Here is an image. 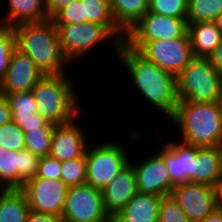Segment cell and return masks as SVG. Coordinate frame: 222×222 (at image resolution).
<instances>
[{"label":"cell","instance_id":"1f68e13d","mask_svg":"<svg viewBox=\"0 0 222 222\" xmlns=\"http://www.w3.org/2000/svg\"><path fill=\"white\" fill-rule=\"evenodd\" d=\"M0 147L12 151L25 149L24 132L12 120L0 127Z\"/></svg>","mask_w":222,"mask_h":222},{"label":"cell","instance_id":"d6986e66","mask_svg":"<svg viewBox=\"0 0 222 222\" xmlns=\"http://www.w3.org/2000/svg\"><path fill=\"white\" fill-rule=\"evenodd\" d=\"M6 96L10 103L12 121L19 126L23 132L42 129L49 124L38 113L32 90L11 93Z\"/></svg>","mask_w":222,"mask_h":222},{"label":"cell","instance_id":"ee69618b","mask_svg":"<svg viewBox=\"0 0 222 222\" xmlns=\"http://www.w3.org/2000/svg\"><path fill=\"white\" fill-rule=\"evenodd\" d=\"M221 154V167H222V142L218 145Z\"/></svg>","mask_w":222,"mask_h":222},{"label":"cell","instance_id":"8992f818","mask_svg":"<svg viewBox=\"0 0 222 222\" xmlns=\"http://www.w3.org/2000/svg\"><path fill=\"white\" fill-rule=\"evenodd\" d=\"M176 80L179 101L222 102V76L208 58L194 57Z\"/></svg>","mask_w":222,"mask_h":222},{"label":"cell","instance_id":"9c48e42d","mask_svg":"<svg viewBox=\"0 0 222 222\" xmlns=\"http://www.w3.org/2000/svg\"><path fill=\"white\" fill-rule=\"evenodd\" d=\"M62 222H108L111 217L106 212L102 191L83 183L69 187Z\"/></svg>","mask_w":222,"mask_h":222},{"label":"cell","instance_id":"f546056e","mask_svg":"<svg viewBox=\"0 0 222 222\" xmlns=\"http://www.w3.org/2000/svg\"><path fill=\"white\" fill-rule=\"evenodd\" d=\"M15 48L16 34L13 27L0 25V84L5 78Z\"/></svg>","mask_w":222,"mask_h":222},{"label":"cell","instance_id":"44dd1931","mask_svg":"<svg viewBox=\"0 0 222 222\" xmlns=\"http://www.w3.org/2000/svg\"><path fill=\"white\" fill-rule=\"evenodd\" d=\"M4 17H0L2 26L14 27L22 23L41 22L49 19L46 0H7Z\"/></svg>","mask_w":222,"mask_h":222},{"label":"cell","instance_id":"f1b7e54d","mask_svg":"<svg viewBox=\"0 0 222 222\" xmlns=\"http://www.w3.org/2000/svg\"><path fill=\"white\" fill-rule=\"evenodd\" d=\"M61 177L68 187H74L86 183V160L85 156L61 162Z\"/></svg>","mask_w":222,"mask_h":222},{"label":"cell","instance_id":"e575fe53","mask_svg":"<svg viewBox=\"0 0 222 222\" xmlns=\"http://www.w3.org/2000/svg\"><path fill=\"white\" fill-rule=\"evenodd\" d=\"M61 162L50 156L40 157L36 178L60 179Z\"/></svg>","mask_w":222,"mask_h":222},{"label":"cell","instance_id":"f35d334b","mask_svg":"<svg viewBox=\"0 0 222 222\" xmlns=\"http://www.w3.org/2000/svg\"><path fill=\"white\" fill-rule=\"evenodd\" d=\"M73 0H46V11L51 18L59 9L66 6Z\"/></svg>","mask_w":222,"mask_h":222},{"label":"cell","instance_id":"ffe728a7","mask_svg":"<svg viewBox=\"0 0 222 222\" xmlns=\"http://www.w3.org/2000/svg\"><path fill=\"white\" fill-rule=\"evenodd\" d=\"M162 197L137 192L113 217L116 222H158Z\"/></svg>","mask_w":222,"mask_h":222},{"label":"cell","instance_id":"cb8c5ba5","mask_svg":"<svg viewBox=\"0 0 222 222\" xmlns=\"http://www.w3.org/2000/svg\"><path fill=\"white\" fill-rule=\"evenodd\" d=\"M115 25L126 34L149 9V0H109Z\"/></svg>","mask_w":222,"mask_h":222},{"label":"cell","instance_id":"e0dca14e","mask_svg":"<svg viewBox=\"0 0 222 222\" xmlns=\"http://www.w3.org/2000/svg\"><path fill=\"white\" fill-rule=\"evenodd\" d=\"M43 76L30 57L15 48L5 78L0 84V92L7 95L30 91Z\"/></svg>","mask_w":222,"mask_h":222},{"label":"cell","instance_id":"9a60e30c","mask_svg":"<svg viewBox=\"0 0 222 222\" xmlns=\"http://www.w3.org/2000/svg\"><path fill=\"white\" fill-rule=\"evenodd\" d=\"M162 141L156 151L165 161L171 179V192L186 182L193 183V160L197 154V147L178 140Z\"/></svg>","mask_w":222,"mask_h":222},{"label":"cell","instance_id":"d590c367","mask_svg":"<svg viewBox=\"0 0 222 222\" xmlns=\"http://www.w3.org/2000/svg\"><path fill=\"white\" fill-rule=\"evenodd\" d=\"M26 222H62L61 217L34 210L29 211Z\"/></svg>","mask_w":222,"mask_h":222},{"label":"cell","instance_id":"836d02e7","mask_svg":"<svg viewBox=\"0 0 222 222\" xmlns=\"http://www.w3.org/2000/svg\"><path fill=\"white\" fill-rule=\"evenodd\" d=\"M158 222H192L172 195L163 196L159 207Z\"/></svg>","mask_w":222,"mask_h":222},{"label":"cell","instance_id":"60d3db41","mask_svg":"<svg viewBox=\"0 0 222 222\" xmlns=\"http://www.w3.org/2000/svg\"><path fill=\"white\" fill-rule=\"evenodd\" d=\"M200 222H222V210L217 209L214 213L208 215Z\"/></svg>","mask_w":222,"mask_h":222},{"label":"cell","instance_id":"8fae6325","mask_svg":"<svg viewBox=\"0 0 222 222\" xmlns=\"http://www.w3.org/2000/svg\"><path fill=\"white\" fill-rule=\"evenodd\" d=\"M68 186L60 179L32 178L20 189L31 210L61 217Z\"/></svg>","mask_w":222,"mask_h":222},{"label":"cell","instance_id":"b9f144b4","mask_svg":"<svg viewBox=\"0 0 222 222\" xmlns=\"http://www.w3.org/2000/svg\"><path fill=\"white\" fill-rule=\"evenodd\" d=\"M216 27L222 32V13L214 20Z\"/></svg>","mask_w":222,"mask_h":222},{"label":"cell","instance_id":"4fadbf2b","mask_svg":"<svg viewBox=\"0 0 222 222\" xmlns=\"http://www.w3.org/2000/svg\"><path fill=\"white\" fill-rule=\"evenodd\" d=\"M143 161L133 162L130 157L135 175L137 190L140 193L152 194L158 197L171 195V179L163 158L155 151ZM139 161V162H138Z\"/></svg>","mask_w":222,"mask_h":222},{"label":"cell","instance_id":"52a82bcc","mask_svg":"<svg viewBox=\"0 0 222 222\" xmlns=\"http://www.w3.org/2000/svg\"><path fill=\"white\" fill-rule=\"evenodd\" d=\"M55 26L63 55L70 64L82 60L91 53V50L96 49L100 44L104 46L108 41L112 51L116 54L118 52L121 41L105 25L83 22Z\"/></svg>","mask_w":222,"mask_h":222},{"label":"cell","instance_id":"5b68a950","mask_svg":"<svg viewBox=\"0 0 222 222\" xmlns=\"http://www.w3.org/2000/svg\"><path fill=\"white\" fill-rule=\"evenodd\" d=\"M99 140L92 145V139L85 153L86 183L103 191L118 173L130 162L131 153L127 142ZM130 153V154H129Z\"/></svg>","mask_w":222,"mask_h":222},{"label":"cell","instance_id":"ba28073f","mask_svg":"<svg viewBox=\"0 0 222 222\" xmlns=\"http://www.w3.org/2000/svg\"><path fill=\"white\" fill-rule=\"evenodd\" d=\"M188 32L186 18H174L147 11L124 36V43L139 50L152 40L177 39Z\"/></svg>","mask_w":222,"mask_h":222},{"label":"cell","instance_id":"30bf717a","mask_svg":"<svg viewBox=\"0 0 222 222\" xmlns=\"http://www.w3.org/2000/svg\"><path fill=\"white\" fill-rule=\"evenodd\" d=\"M138 52L176 77L194 58L188 32L177 39L148 41Z\"/></svg>","mask_w":222,"mask_h":222},{"label":"cell","instance_id":"74e56055","mask_svg":"<svg viewBox=\"0 0 222 222\" xmlns=\"http://www.w3.org/2000/svg\"><path fill=\"white\" fill-rule=\"evenodd\" d=\"M210 64L218 71L222 76V40L218 46L213 50L209 57Z\"/></svg>","mask_w":222,"mask_h":222},{"label":"cell","instance_id":"4316f807","mask_svg":"<svg viewBox=\"0 0 222 222\" xmlns=\"http://www.w3.org/2000/svg\"><path fill=\"white\" fill-rule=\"evenodd\" d=\"M222 13V0H188L187 22L214 21Z\"/></svg>","mask_w":222,"mask_h":222},{"label":"cell","instance_id":"d6a6232c","mask_svg":"<svg viewBox=\"0 0 222 222\" xmlns=\"http://www.w3.org/2000/svg\"><path fill=\"white\" fill-rule=\"evenodd\" d=\"M55 25L82 24L83 5L81 0H73L59 9L52 17Z\"/></svg>","mask_w":222,"mask_h":222},{"label":"cell","instance_id":"8d00e7d4","mask_svg":"<svg viewBox=\"0 0 222 222\" xmlns=\"http://www.w3.org/2000/svg\"><path fill=\"white\" fill-rule=\"evenodd\" d=\"M12 120L8 97L0 92V127Z\"/></svg>","mask_w":222,"mask_h":222},{"label":"cell","instance_id":"ac0fdd59","mask_svg":"<svg viewBox=\"0 0 222 222\" xmlns=\"http://www.w3.org/2000/svg\"><path fill=\"white\" fill-rule=\"evenodd\" d=\"M137 192L136 175L129 162L102 191L106 212L115 217Z\"/></svg>","mask_w":222,"mask_h":222},{"label":"cell","instance_id":"7bdbcfd3","mask_svg":"<svg viewBox=\"0 0 222 222\" xmlns=\"http://www.w3.org/2000/svg\"><path fill=\"white\" fill-rule=\"evenodd\" d=\"M8 190L9 189L7 187L0 185V200Z\"/></svg>","mask_w":222,"mask_h":222},{"label":"cell","instance_id":"83f0119b","mask_svg":"<svg viewBox=\"0 0 222 222\" xmlns=\"http://www.w3.org/2000/svg\"><path fill=\"white\" fill-rule=\"evenodd\" d=\"M55 125L49 123L42 129L24 132L25 149L40 157L49 156Z\"/></svg>","mask_w":222,"mask_h":222},{"label":"cell","instance_id":"2e32d148","mask_svg":"<svg viewBox=\"0 0 222 222\" xmlns=\"http://www.w3.org/2000/svg\"><path fill=\"white\" fill-rule=\"evenodd\" d=\"M80 115L68 123L54 127L50 157L64 162L85 156L91 140L87 137L86 129L76 120Z\"/></svg>","mask_w":222,"mask_h":222},{"label":"cell","instance_id":"4dcf8cb0","mask_svg":"<svg viewBox=\"0 0 222 222\" xmlns=\"http://www.w3.org/2000/svg\"><path fill=\"white\" fill-rule=\"evenodd\" d=\"M188 0H149L148 11L174 18H187Z\"/></svg>","mask_w":222,"mask_h":222},{"label":"cell","instance_id":"277c9868","mask_svg":"<svg viewBox=\"0 0 222 222\" xmlns=\"http://www.w3.org/2000/svg\"><path fill=\"white\" fill-rule=\"evenodd\" d=\"M69 75H44L32 89L38 113L55 126L72 121L82 112L80 94Z\"/></svg>","mask_w":222,"mask_h":222},{"label":"cell","instance_id":"7c38bea8","mask_svg":"<svg viewBox=\"0 0 222 222\" xmlns=\"http://www.w3.org/2000/svg\"><path fill=\"white\" fill-rule=\"evenodd\" d=\"M171 195L192 222H200L218 209L213 186L207 184L186 182Z\"/></svg>","mask_w":222,"mask_h":222},{"label":"cell","instance_id":"f6af8a7d","mask_svg":"<svg viewBox=\"0 0 222 222\" xmlns=\"http://www.w3.org/2000/svg\"><path fill=\"white\" fill-rule=\"evenodd\" d=\"M108 222H116L114 218H111Z\"/></svg>","mask_w":222,"mask_h":222},{"label":"cell","instance_id":"7a4b0ae2","mask_svg":"<svg viewBox=\"0 0 222 222\" xmlns=\"http://www.w3.org/2000/svg\"><path fill=\"white\" fill-rule=\"evenodd\" d=\"M169 122L188 144L205 148L222 142V102L178 101Z\"/></svg>","mask_w":222,"mask_h":222},{"label":"cell","instance_id":"7402d4cb","mask_svg":"<svg viewBox=\"0 0 222 222\" xmlns=\"http://www.w3.org/2000/svg\"><path fill=\"white\" fill-rule=\"evenodd\" d=\"M221 174L219 147H197V154L193 160V183L214 186Z\"/></svg>","mask_w":222,"mask_h":222},{"label":"cell","instance_id":"5bb4252c","mask_svg":"<svg viewBox=\"0 0 222 222\" xmlns=\"http://www.w3.org/2000/svg\"><path fill=\"white\" fill-rule=\"evenodd\" d=\"M39 157L29 150L12 151L0 147V185L8 189H21L35 178Z\"/></svg>","mask_w":222,"mask_h":222},{"label":"cell","instance_id":"ab89813d","mask_svg":"<svg viewBox=\"0 0 222 222\" xmlns=\"http://www.w3.org/2000/svg\"><path fill=\"white\" fill-rule=\"evenodd\" d=\"M213 189L215 193L217 208L222 210V174L215 182Z\"/></svg>","mask_w":222,"mask_h":222},{"label":"cell","instance_id":"484cf974","mask_svg":"<svg viewBox=\"0 0 222 222\" xmlns=\"http://www.w3.org/2000/svg\"><path fill=\"white\" fill-rule=\"evenodd\" d=\"M29 211L20 189H9L0 200V222H26Z\"/></svg>","mask_w":222,"mask_h":222},{"label":"cell","instance_id":"3957f363","mask_svg":"<svg viewBox=\"0 0 222 222\" xmlns=\"http://www.w3.org/2000/svg\"><path fill=\"white\" fill-rule=\"evenodd\" d=\"M16 48L28 55L44 75L67 73L70 62L63 55L57 28L51 18L13 27Z\"/></svg>","mask_w":222,"mask_h":222},{"label":"cell","instance_id":"603a6c76","mask_svg":"<svg viewBox=\"0 0 222 222\" xmlns=\"http://www.w3.org/2000/svg\"><path fill=\"white\" fill-rule=\"evenodd\" d=\"M188 33L194 57H209L222 40L214 21L188 24Z\"/></svg>","mask_w":222,"mask_h":222},{"label":"cell","instance_id":"d4e9b609","mask_svg":"<svg viewBox=\"0 0 222 222\" xmlns=\"http://www.w3.org/2000/svg\"><path fill=\"white\" fill-rule=\"evenodd\" d=\"M83 22L105 25L121 42L125 34L115 25L109 0H81Z\"/></svg>","mask_w":222,"mask_h":222},{"label":"cell","instance_id":"6da1fadb","mask_svg":"<svg viewBox=\"0 0 222 222\" xmlns=\"http://www.w3.org/2000/svg\"><path fill=\"white\" fill-rule=\"evenodd\" d=\"M122 66L128 71L129 79L133 83L132 89L147 105L167 117L169 120L177 107L179 98L177 95L176 76L164 71L154 62L147 60L137 50L132 49L124 42L120 43L117 54ZM164 114V115H163Z\"/></svg>","mask_w":222,"mask_h":222}]
</instances>
